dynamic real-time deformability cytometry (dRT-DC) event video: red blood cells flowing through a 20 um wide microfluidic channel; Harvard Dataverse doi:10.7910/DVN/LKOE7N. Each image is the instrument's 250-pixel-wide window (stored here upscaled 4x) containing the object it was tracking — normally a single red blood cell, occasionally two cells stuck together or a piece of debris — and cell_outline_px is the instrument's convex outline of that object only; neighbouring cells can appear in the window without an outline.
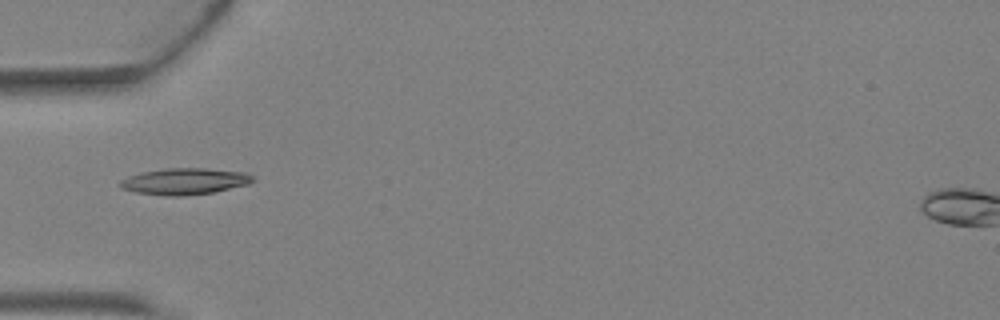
{"species": "Egyptian fruit bat (a non-hibernating species)", "species_latin": "Rousettus aegyptiacus", "temperature_condition": "warm", "stored_images_in_passage": 3, "camera_frame_rate_fps": 3000, "um_per_image_px": 0.085, "animal": {"sex": "female"}, "frame": {"image": 1, "passage_image": 3, "time_ms": 0.667, "image_size_px": [1000, 320], "cell_outline_px": [[256, 180], [248, 184], [212, 192], [184, 196], [164, 196], [136, 192], [120, 188], [116, 184], [120, 180], [128, 176], [140, 172], [164, 168], [204, 168], [244, 172], [252, 176]], "centroid_in_image_um": [15.63, 15.41], "position_along_channel_um": 69.4, "area_um2": 20.58}}